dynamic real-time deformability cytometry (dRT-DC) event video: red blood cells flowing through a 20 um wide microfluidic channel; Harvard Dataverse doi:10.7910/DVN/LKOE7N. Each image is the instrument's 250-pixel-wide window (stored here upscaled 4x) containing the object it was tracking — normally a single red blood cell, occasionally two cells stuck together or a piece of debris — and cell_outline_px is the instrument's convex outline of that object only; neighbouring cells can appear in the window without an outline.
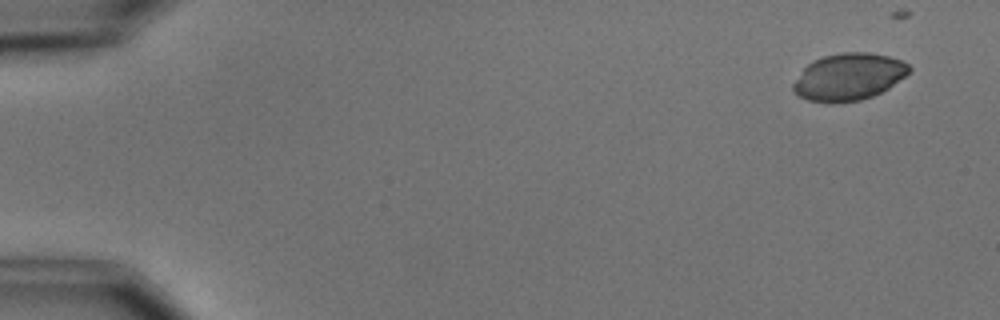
{"species": "common noctule bat (a hibernating species)", "species_latin": "Nyctalus noctula", "temperature_condition": "cold", "stored_images_in_passage": 4, "camera_frame_rate_fps": 3000, "um_per_image_px": 0.085, "animal": {"sex": "male", "body_mass_g": 15.6}, "frame": {"image": 1, "passage_image": 1, "time_ms": 0.0, "image_size_px": [1000, 320], "cell_outline_px": [[912, 68], [904, 76], [888, 88], [872, 96], [860, 100], [808, 100], [800, 96], [792, 88], [792, 84], [804, 68], [812, 60], [824, 56], [840, 52], [868, 52], [888, 56], [900, 60], [908, 64]], "centroid_in_image_um": [72.15, 6.48], "position_along_channel_um": 12.9, "area_um2": 30.92}}